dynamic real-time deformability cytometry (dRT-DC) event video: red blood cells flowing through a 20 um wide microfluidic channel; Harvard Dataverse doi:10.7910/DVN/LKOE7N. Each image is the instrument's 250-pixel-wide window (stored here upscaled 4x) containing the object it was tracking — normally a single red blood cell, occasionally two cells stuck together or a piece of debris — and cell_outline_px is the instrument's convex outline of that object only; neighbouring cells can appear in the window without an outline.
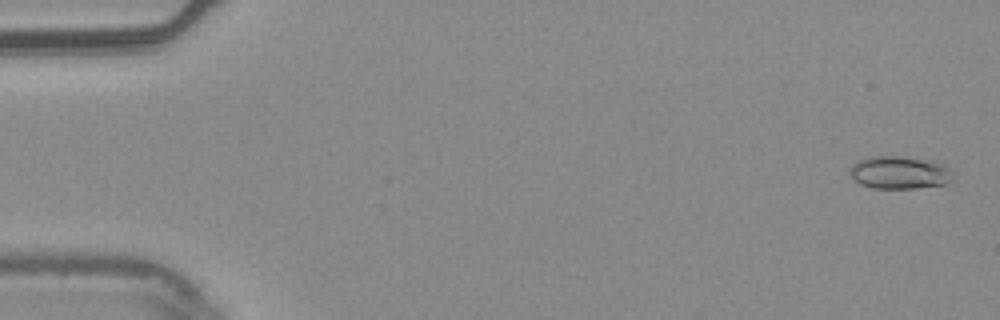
{"species": "common noctule bat (a hibernating species)", "species_latin": "Nyctalus noctula", "temperature_condition": "warm", "stored_images_in_passage": 3, "camera_frame_rate_fps": 3000, "um_per_image_px": 0.085, "animal": {"sex": "male", "body_mass_g": 20.4}, "frame": {"image": 1, "passage_image": 1, "time_ms": 0.0, "image_size_px": [1000, 320], "cell_outline_px": [[952, 180], [944, 184], [916, 188], [872, 188], [860, 184], [848, 172], [852, 164], [868, 156], [900, 156], [924, 160], [944, 164], [952, 172]], "centroid_in_image_um": [76.43, 14.67], "position_along_channel_um": 8.6, "area_um2": 19.54}}